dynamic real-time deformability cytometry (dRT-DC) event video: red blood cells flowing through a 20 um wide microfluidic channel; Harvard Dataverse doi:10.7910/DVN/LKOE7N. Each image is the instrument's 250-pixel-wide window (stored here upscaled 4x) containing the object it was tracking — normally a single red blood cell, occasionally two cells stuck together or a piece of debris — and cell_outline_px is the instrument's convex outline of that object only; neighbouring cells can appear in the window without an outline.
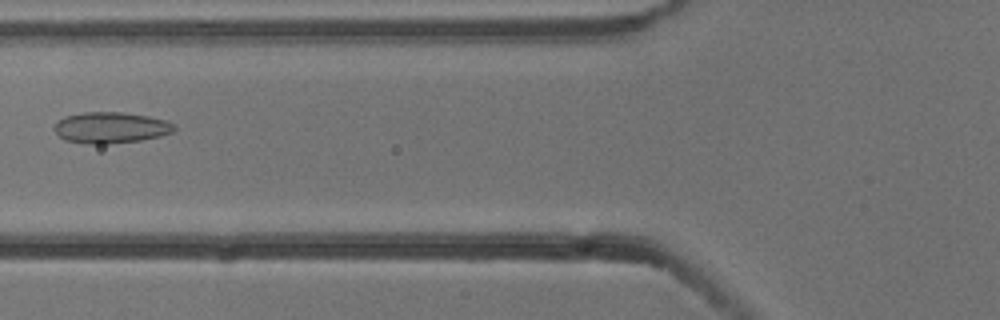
{"species": "common noctule bat (a hibernating species)", "species_latin": "Nyctalus noctula", "temperature_condition": "cold", "stored_images_in_passage": 6, "camera_frame_rate_fps": 3000, "um_per_image_px": 0.085, "animal": {"sex": "male", "body_mass_g": 13.3}, "frame": {"image": 1, "passage_image": 6, "time_ms": 1.667, "image_size_px": [1000, 320], "cell_outline_px": [[176, 128], [172, 132], [160, 136], [140, 140], [108, 144], [88, 144], [64, 140], [52, 128], [56, 120], [64, 116], [84, 112], [124, 112], [148, 116], [168, 120], [176, 124]], "centroid_in_image_um": [9.4, 10.84], "position_along_channel_um": 116.4, "area_um2": 22.08}}